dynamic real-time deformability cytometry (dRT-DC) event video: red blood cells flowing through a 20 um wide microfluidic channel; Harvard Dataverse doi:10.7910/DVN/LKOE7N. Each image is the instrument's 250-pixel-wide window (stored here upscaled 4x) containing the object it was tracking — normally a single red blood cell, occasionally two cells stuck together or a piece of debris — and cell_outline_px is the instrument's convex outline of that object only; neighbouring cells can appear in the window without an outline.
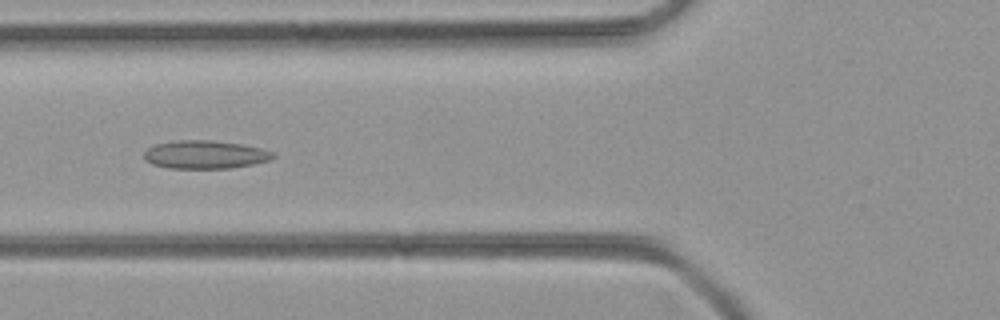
{"species": "common noctule bat (a hibernating species)", "species_latin": "Nyctalus noctula", "temperature_condition": "room temperature", "stored_images_in_passage": 43, "camera_frame_rate_fps": 3000, "um_per_image_px": 0.085, "animal": {"sex": "female", "body_mass_g": 21.9}, "frame": {"image": 1, "passage_image": 13, "time_ms": 4.0, "image_size_px": [1000, 320], "cell_outline_px": [[276, 156], [268, 160], [252, 164], [228, 168], [168, 168], [152, 164], [144, 160], [144, 152], [148, 148], [156, 144], [176, 140], [212, 140], [240, 144], [260, 148], [272, 152]], "centroid_in_image_um": [17.38, 13.14], "position_along_channel_um": 108.4, "area_um2": 21.04}}
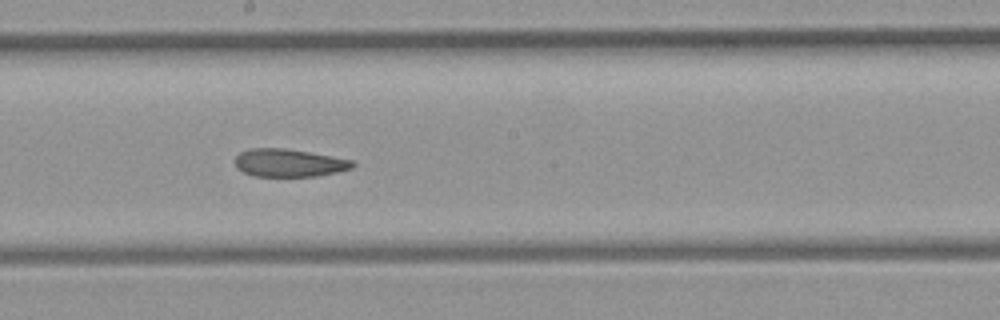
{"frame": {"image": 2, "passage_image": 21, "time_ms": 6.667, "image_size_px": [1000, 320], "cell_outline_px": [[356, 164], [352, 168], [336, 172], [316, 176], [252, 176], [236, 168], [236, 156], [240, 152], [252, 148], [284, 148], [332, 156], [352, 160]], "centroid_in_image_um": [24.56, 13.84], "position_along_channel_um": 223.6, "area_um2": 18.96}}
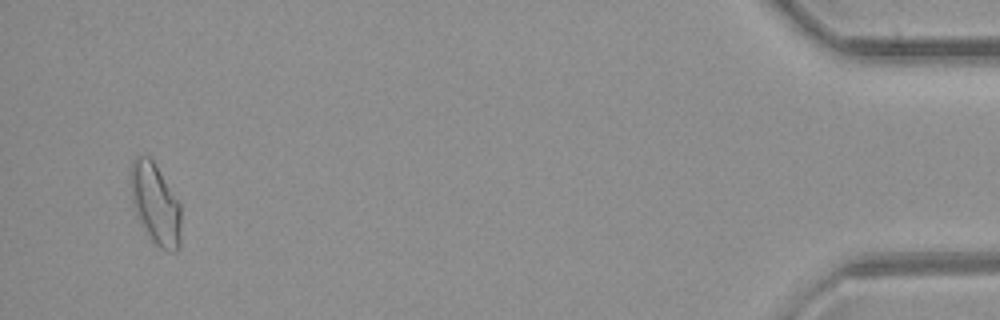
{"frame": {"image": 3, "passage_image": 41, "time_ms": 13.333, "image_size_px": [1000, 320], "cell_outline_px": [[180, 248], [176, 252], [168, 252], [160, 248], [152, 240], [136, 216], [132, 204], [132, 160], [136, 156], [148, 156], [152, 160], [180, 204]], "centroid_in_image_um": [13.22, 17.4], "position_along_channel_um": 422.0, "area_um2": 23.29}}